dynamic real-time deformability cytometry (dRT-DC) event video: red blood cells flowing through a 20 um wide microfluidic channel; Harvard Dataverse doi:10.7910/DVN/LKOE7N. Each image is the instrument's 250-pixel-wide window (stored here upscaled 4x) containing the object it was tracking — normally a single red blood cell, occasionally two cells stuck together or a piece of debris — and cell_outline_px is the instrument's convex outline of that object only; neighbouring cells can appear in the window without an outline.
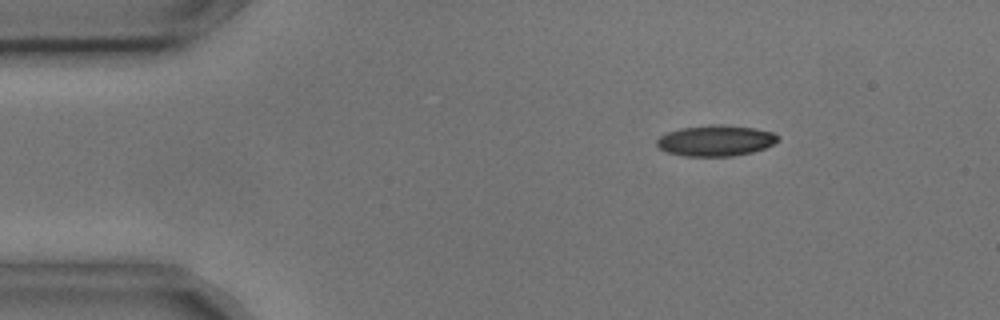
{"species": "common noctule bat (a hibernating species)", "species_latin": "Nyctalus noctula", "temperature_condition": "cold", "stored_images_in_passage": 2, "camera_frame_rate_fps": 3000, "um_per_image_px": 0.085, "animal": {"sex": "male", "body_mass_g": 17.9, "forearm_length_mm": 54.2}, "frame": {"image": 1, "passage_image": 1, "time_ms": 0.0, "image_size_px": [1000, 320], "cell_outline_px": [[780, 140], [764, 148], [752, 152], [732, 156], [684, 156], [668, 152], [660, 148], [656, 144], [656, 140], [660, 136], [668, 132], [680, 128], [712, 124], [724, 124], [752, 128], [772, 132], [780, 136]], "centroid_in_image_um": [60.84, 11.94], "position_along_channel_um": 24.2, "area_um2": 21.79}}